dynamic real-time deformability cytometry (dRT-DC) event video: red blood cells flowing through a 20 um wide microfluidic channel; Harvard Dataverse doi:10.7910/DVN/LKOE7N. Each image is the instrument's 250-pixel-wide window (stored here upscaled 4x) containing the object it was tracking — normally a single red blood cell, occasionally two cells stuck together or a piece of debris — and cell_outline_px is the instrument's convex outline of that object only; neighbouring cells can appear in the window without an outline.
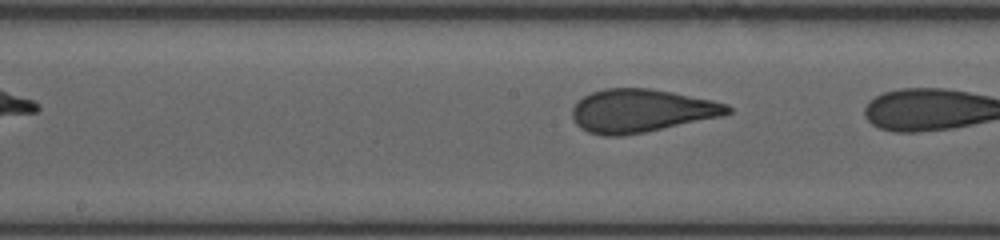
{"species": "human", "species_latin": "Homo sapiens", "temperature_condition": "room temperature", "stored_images_in_passage": 12, "camera_frame_rate_fps": 3000, "um_per_image_px": 0.085, "donor": {"sex": "female"}, "frame": {"image": 1, "passage_image": 12, "time_ms": 8.667, "image_size_px": [1000, 240], "cell_outline_px": [[732, 112], [724, 116], [644, 132], [620, 136], [604, 136], [588, 132], [580, 128], [572, 120], [572, 108], [584, 96], [592, 92], [604, 88], [648, 88], [672, 92], [712, 100], [728, 104], [732, 108]], "centroid_in_image_um": [54.51, 9.42], "position_along_channel_um": 193.7, "area_um2": 39.13}}